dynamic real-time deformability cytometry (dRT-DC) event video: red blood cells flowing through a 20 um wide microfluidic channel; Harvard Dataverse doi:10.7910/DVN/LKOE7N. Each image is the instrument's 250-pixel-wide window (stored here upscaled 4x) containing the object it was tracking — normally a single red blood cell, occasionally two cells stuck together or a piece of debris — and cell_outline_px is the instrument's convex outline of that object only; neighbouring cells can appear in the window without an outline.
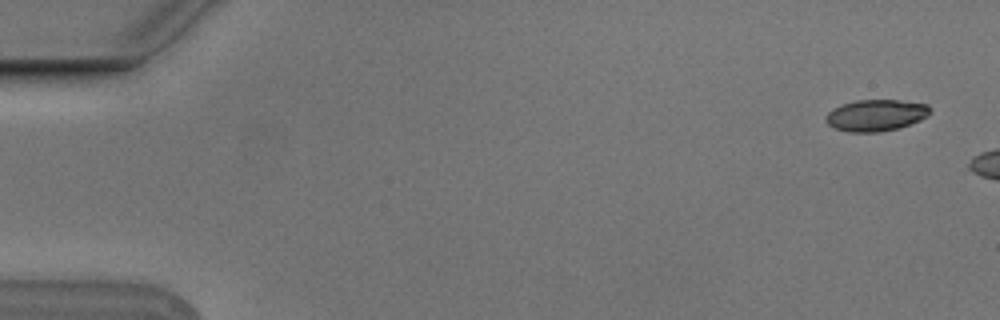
{"species": "Egyptian fruit bat (a non-hibernating species)", "species_latin": "Rousettus aegyptiacus", "temperature_condition": "cold", "stored_images_in_passage": 3, "camera_frame_rate_fps": 3000, "um_per_image_px": 0.085, "animal": {"sex": "male"}, "frame": {"image": 1, "passage_image": 1, "time_ms": 0.0, "image_size_px": [1000, 320], "cell_outline_px": [[932, 112], [928, 116], [920, 120], [896, 128], [880, 132], [848, 132], [836, 128], [828, 124], [824, 120], [824, 116], [828, 112], [844, 104], [856, 100], [896, 100], [928, 104], [932, 108]], "centroid_in_image_um": [74.47, 9.79], "position_along_channel_um": 10.5, "area_um2": 19.07}}